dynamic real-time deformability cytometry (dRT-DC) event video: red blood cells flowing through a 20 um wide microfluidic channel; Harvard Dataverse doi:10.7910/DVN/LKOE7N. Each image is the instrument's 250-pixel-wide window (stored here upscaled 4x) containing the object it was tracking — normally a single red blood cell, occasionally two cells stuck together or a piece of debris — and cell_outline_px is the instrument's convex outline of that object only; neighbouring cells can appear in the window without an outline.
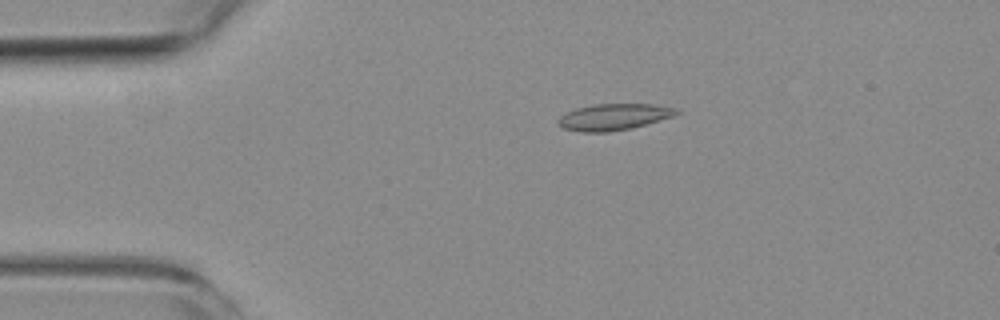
{"species": "common noctule bat (a hibernating species)", "species_latin": "Nyctalus noctula", "temperature_condition": "room temperature", "stored_images_in_passage": 11, "camera_frame_rate_fps": 3000, "um_per_image_px": 0.085, "animal": {"sex": "female", "body_mass_g": 19.3, "forearm_length_mm": 54.1}, "frame": {"image": 1, "passage_image": 1, "time_ms": 0.0, "image_size_px": [1000, 320], "cell_outline_px": [[680, 112], [672, 116], [632, 128], [608, 132], [580, 132], [564, 128], [556, 124], [556, 120], [560, 116], [576, 108], [592, 104], [652, 104], [672, 108]], "centroid_in_image_um": [52.08, 9.94], "position_along_channel_um": 32.9, "area_um2": 18.03}}
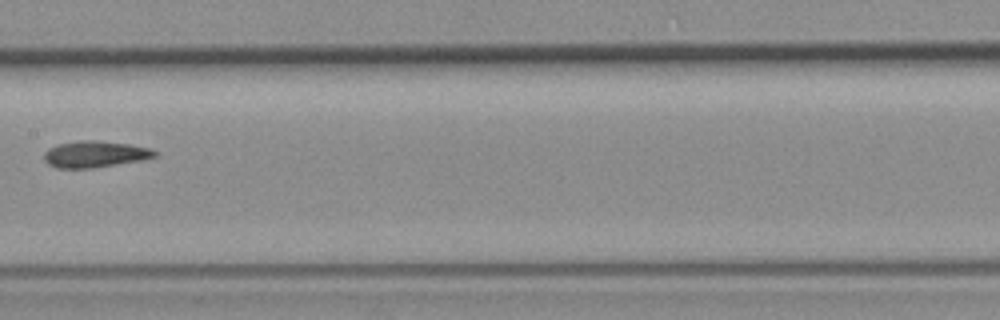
{"frame": {"image": 2, "passage_image": 5, "time_ms": 5.667, "image_size_px": [1000, 320], "cell_outline_px": [[160, 152], [156, 156], [140, 160], [92, 168], [56, 168], [48, 164], [44, 160], [44, 152], [48, 148], [56, 144], [80, 140], [96, 140], [128, 144], [152, 148]], "centroid_in_image_um": [8.06, 13.09], "position_along_channel_um": 199.3, "area_um2": 17.17}}
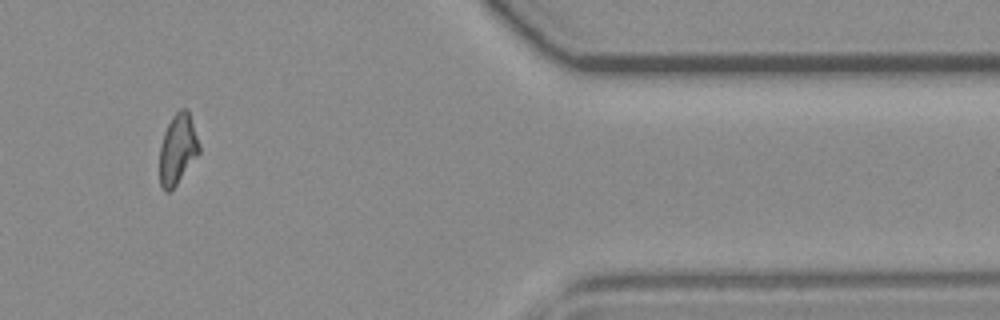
{"frame": {"image": 3, "passage_image": 10, "time_ms": 12.0, "image_size_px": [1000, 320], "cell_outline_px": [[200, 152], [176, 184], [168, 192], [164, 192], [160, 184], [160, 144], [164, 132], [172, 116], [180, 108], [188, 108], [200, 144]], "centroid_in_image_um": [15.11, 12.64], "position_along_channel_um": 396.3, "area_um2": 16.18}, "authors_computed_cell_mechanics": {"area_um2": 16.8198, "velocity_mm_per_s": 3.6896, "shape_relaxation_time_tau1_ms": null, "shape_relaxation_time_tau2_ms": 3.2391, "deformation_change_tau1": null, "deformation_change_tau2": 0.079}}